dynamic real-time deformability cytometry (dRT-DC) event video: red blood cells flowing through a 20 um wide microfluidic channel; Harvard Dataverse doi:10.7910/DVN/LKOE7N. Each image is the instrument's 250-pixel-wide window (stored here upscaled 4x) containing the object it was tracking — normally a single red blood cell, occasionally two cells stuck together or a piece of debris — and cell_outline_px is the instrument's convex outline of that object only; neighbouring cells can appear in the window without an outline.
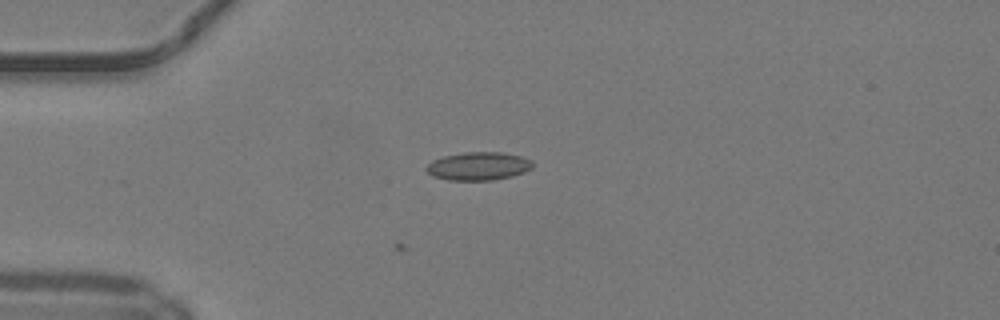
{"species": "common noctule bat (a hibernating species)", "species_latin": "Nyctalus noctula", "temperature_condition": "warm", "stored_images_in_passage": 4, "camera_frame_rate_fps": 3000, "um_per_image_px": 0.085, "animal": {"sex": "male", "body_mass_g": 19.2, "forearm_length_mm": 51.8}, "frame": {"image": 1, "passage_image": 1, "time_ms": 0.0, "image_size_px": [1000, 320], "cell_outline_px": [[532, 168], [524, 172], [512, 176], [492, 180], [448, 180], [432, 176], [424, 168], [432, 160], [444, 156], [464, 152], [500, 152], [520, 156], [532, 160]], "centroid_in_image_um": [40.65, 14.12], "position_along_channel_um": 44.4, "area_um2": 17.46}}